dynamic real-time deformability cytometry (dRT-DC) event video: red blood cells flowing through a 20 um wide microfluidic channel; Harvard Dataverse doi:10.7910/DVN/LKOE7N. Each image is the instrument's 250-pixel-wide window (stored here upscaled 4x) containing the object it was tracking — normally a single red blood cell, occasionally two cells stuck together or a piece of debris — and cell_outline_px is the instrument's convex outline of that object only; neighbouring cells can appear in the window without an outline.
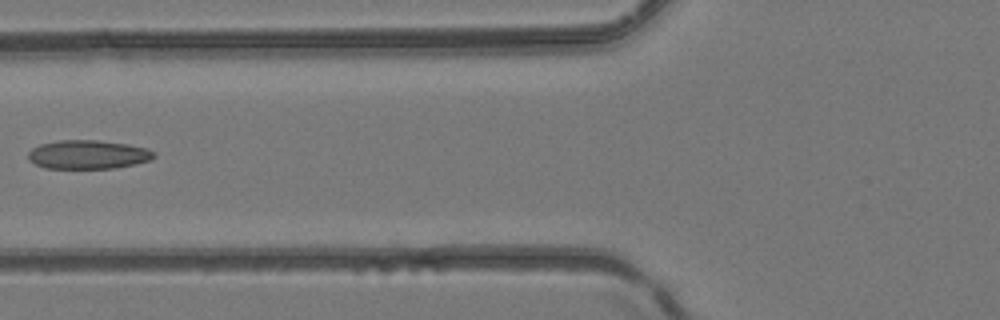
{"species": "common noctule bat (a hibernating species)", "species_latin": "Nyctalus noctula", "temperature_condition": "room temperature", "stored_images_in_passage": 3, "camera_frame_rate_fps": 3000, "um_per_image_px": 0.085, "animal": {"sex": "female", "body_mass_g": 24.6, "forearm_length_mm": 56.2}, "frame": {"image": 1, "passage_image": 3, "time_ms": 0.667, "image_size_px": [1000, 320], "cell_outline_px": [[156, 156], [148, 160], [116, 168], [44, 168], [28, 160], [28, 152], [32, 148], [40, 144], [60, 140], [96, 140], [128, 144], [148, 148], [156, 152]], "centroid_in_image_um": [7.47, 13.13], "position_along_channel_um": 118.3, "area_um2": 21.1}}